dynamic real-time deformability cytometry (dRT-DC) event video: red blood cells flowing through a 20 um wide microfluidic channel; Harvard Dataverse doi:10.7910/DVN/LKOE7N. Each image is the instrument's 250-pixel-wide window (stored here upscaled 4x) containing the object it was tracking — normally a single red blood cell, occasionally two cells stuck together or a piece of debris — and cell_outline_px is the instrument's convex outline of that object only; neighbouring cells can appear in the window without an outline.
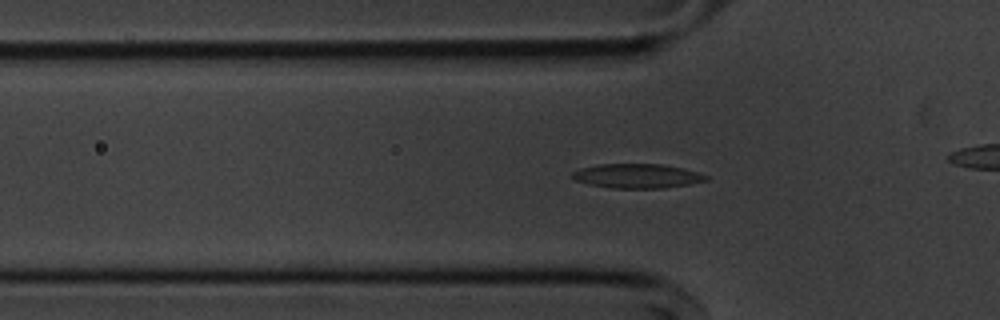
{"species": "common noctule bat (a hibernating species)", "species_latin": "Nyctalus noctula", "temperature_condition": "cold", "stored_images_in_passage": 55, "camera_frame_rate_fps": 3000, "um_per_image_px": 0.085, "animal": {"sex": "male", "body_mass_g": 20.1, "forearm_length_mm": 53.5}, "frame": {"image": 1, "passage_image": 17, "time_ms": 5.333, "image_size_px": [1000, 320], "cell_outline_px": [[708, 180], [688, 184], [664, 188], [612, 188], [588, 184], [576, 180], [568, 176], [572, 172], [580, 168], [596, 164], [664, 164], [684, 168], [708, 176]], "centroid_in_image_um": [54.11, 14.95], "position_along_channel_um": 71.7, "area_um2": 19.07}}
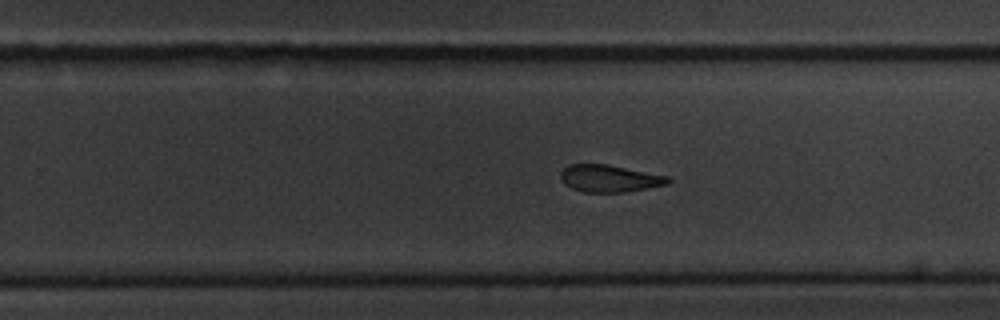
{"frame": {"image": 2, "passage_image": 34, "time_ms": 11.0, "image_size_px": [1000, 320], "cell_outline_px": [[672, 180], [668, 184], [648, 188], [624, 192], [584, 192], [572, 188], [564, 184], [560, 180], [560, 172], [568, 164], [608, 164], [668, 176]], "centroid_in_image_um": [51.79, 15.16], "position_along_channel_um": 278.0, "area_um2": 17.11}}
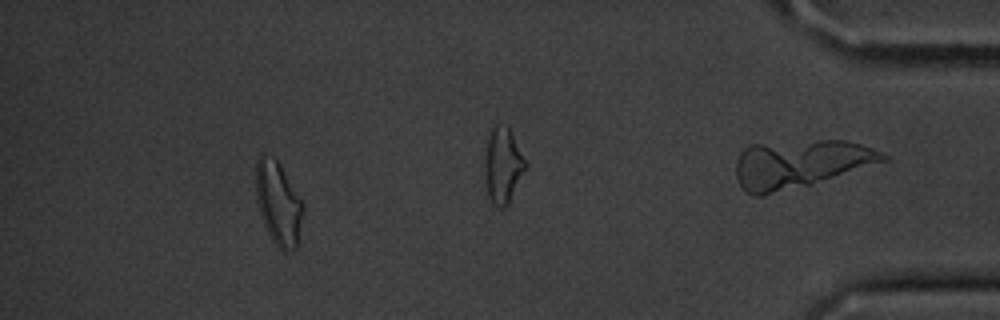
{"frame": {"image": 3, "passage_image": 50, "time_ms": 16.333, "image_size_px": [1000, 320], "cell_outline_px": [[304, 212], [296, 248], [284, 252], [272, 240], [264, 224], [256, 200], [256, 160], [264, 152], [276, 160], [280, 164], [304, 204]], "centroid_in_image_um": [23.66, 17.26], "position_along_channel_um": 411.5, "area_um2": 22.83}, "authors_computed_cell_mechanics": {"area_um2": 18.496, "velocity_mm_per_s": 3.6238, "shape_relaxation_time_tau1_ms": 7.9647, "shape_relaxation_time_tau2_ms": 7.7755, "deformation_change_tau1": 0.1826, "deformation_change_tau2": 0.1818}}